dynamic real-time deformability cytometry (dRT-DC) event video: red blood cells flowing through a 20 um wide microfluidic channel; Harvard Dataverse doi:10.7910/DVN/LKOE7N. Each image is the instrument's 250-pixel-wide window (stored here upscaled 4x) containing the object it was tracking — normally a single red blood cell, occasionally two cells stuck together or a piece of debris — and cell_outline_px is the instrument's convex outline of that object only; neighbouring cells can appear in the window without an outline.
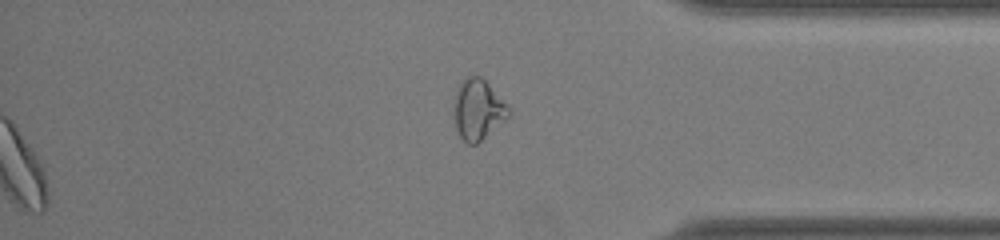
{"species": "common noctule bat (a hibernating species)", "species_latin": "Nyctalus noctula", "temperature_condition": "room temperature", "stored_images_in_passage": 39, "segment_of_instrument_passage": [2, 2], "camera_frame_rate_fps": 3000, "um_per_image_px": 0.085, "animal": {"sex": "female", "body_mass_g": 22.0, "forearm_length_mm": 56.7}, "frame": {"image": 1, "passage_image": 39, "time_ms": 12.667, "image_size_px": [1000, 240], "cell_outline_px": [[508, 116], [504, 120], [476, 144], [468, 144], [460, 136], [456, 128], [456, 92], [460, 84], [468, 76], [480, 76], [488, 84], [508, 108]], "centroid_in_image_um": [40.61, 9.32], "position_along_channel_um": 394.6, "area_um2": 18.09}}